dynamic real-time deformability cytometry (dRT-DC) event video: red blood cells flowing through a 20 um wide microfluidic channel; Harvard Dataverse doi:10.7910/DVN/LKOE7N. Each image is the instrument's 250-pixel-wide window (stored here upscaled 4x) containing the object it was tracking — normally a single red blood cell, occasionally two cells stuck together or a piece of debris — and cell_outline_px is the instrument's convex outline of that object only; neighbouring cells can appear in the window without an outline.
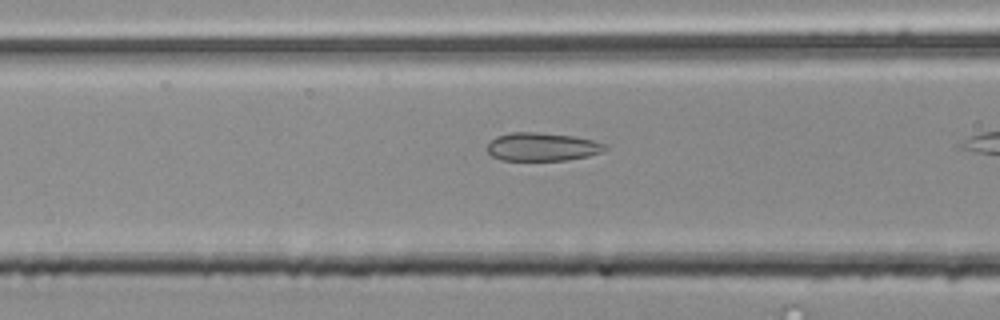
{"species": "common noctule bat (a hibernating species)", "species_latin": "Nyctalus noctula", "temperature_condition": "room temperature", "stored_images_in_passage": 21, "camera_frame_rate_fps": 3000, "um_per_image_px": 0.085, "animal": {"sex": "male", "body_mass_g": 20.4}, "frame": {"image": 1, "passage_image": 19, "time_ms": 6.0, "image_size_px": [1000, 320], "cell_outline_px": [[608, 148], [600, 152], [588, 156], [564, 160], [500, 160], [492, 156], [484, 148], [496, 136], [512, 132], [536, 132], [576, 136], [608, 144]], "centroid_in_image_um": [46.07, 12.47], "position_along_channel_um": 120.5, "area_um2": 19.54}}